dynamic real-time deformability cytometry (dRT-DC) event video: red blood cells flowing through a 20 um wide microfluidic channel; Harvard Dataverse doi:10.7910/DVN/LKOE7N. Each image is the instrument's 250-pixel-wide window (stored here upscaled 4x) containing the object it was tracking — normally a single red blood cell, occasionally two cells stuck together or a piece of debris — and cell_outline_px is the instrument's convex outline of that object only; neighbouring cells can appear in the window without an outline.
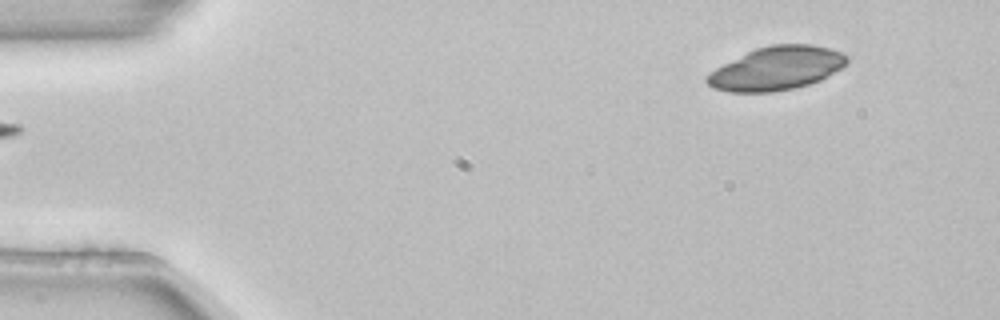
{"species": "common noctule bat (a hibernating species)", "species_latin": "Nyctalus noctula", "temperature_condition": "room temperature", "stored_images_in_passage": 4, "segment_of_instrument_passage": [2, 2], "camera_frame_rate_fps": 3000, "um_per_image_px": 0.085, "animal": {"sex": "female", "body_mass_g": 22.7, "forearm_length_mm": 54.2}, "frame": {"image": 1, "passage_image": 4, "time_ms": 1.0, "image_size_px": [1000, 320], "cell_outline_px": [[848, 64], [828, 76], [820, 80], [796, 88], [772, 92], [728, 92], [712, 88], [704, 80], [704, 76], [708, 72], [756, 48], [772, 44], [812, 44], [828, 48], [840, 52], [848, 56]], "centroid_in_image_um": [66.0, 5.82], "position_along_channel_um": 19.0, "area_um2": 35.55}}